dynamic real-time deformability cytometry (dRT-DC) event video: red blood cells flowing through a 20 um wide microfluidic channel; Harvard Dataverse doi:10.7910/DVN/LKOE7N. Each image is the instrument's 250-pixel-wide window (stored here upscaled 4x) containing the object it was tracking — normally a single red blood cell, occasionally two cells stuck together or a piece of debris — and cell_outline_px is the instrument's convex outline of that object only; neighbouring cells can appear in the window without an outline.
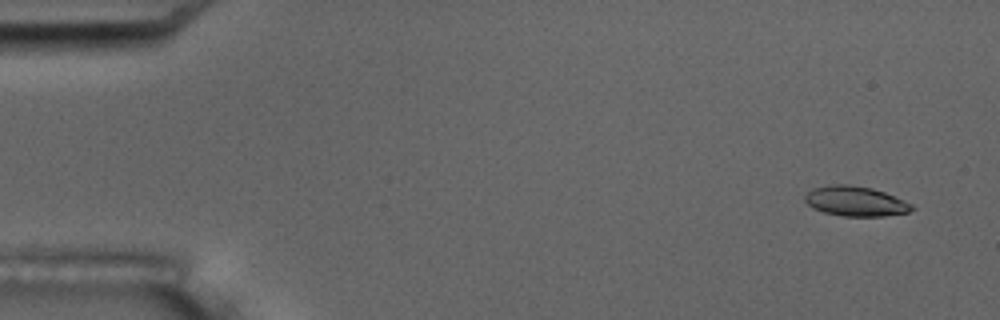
{"species": "common noctule bat (a hibernating species)", "species_latin": "Nyctalus noctula", "temperature_condition": "room temperature", "stored_images_in_passage": 5, "camera_frame_rate_fps": 3000, "um_per_image_px": 0.085, "animal": {"sex": "male", "body_mass_g": 17.5, "forearm_length_mm": 52.3}, "frame": {"image": 1, "passage_image": 1, "time_ms": 0.0, "image_size_px": [1000, 320], "cell_outline_px": [[916, 208], [908, 212], [884, 216], [844, 216], [824, 212], [812, 208], [804, 200], [804, 196], [812, 188], [828, 184], [848, 184], [872, 188], [884, 192], [904, 200], [912, 204]], "centroid_in_image_um": [72.7, 17.09], "position_along_channel_um": 12.3, "area_um2": 18.73}}